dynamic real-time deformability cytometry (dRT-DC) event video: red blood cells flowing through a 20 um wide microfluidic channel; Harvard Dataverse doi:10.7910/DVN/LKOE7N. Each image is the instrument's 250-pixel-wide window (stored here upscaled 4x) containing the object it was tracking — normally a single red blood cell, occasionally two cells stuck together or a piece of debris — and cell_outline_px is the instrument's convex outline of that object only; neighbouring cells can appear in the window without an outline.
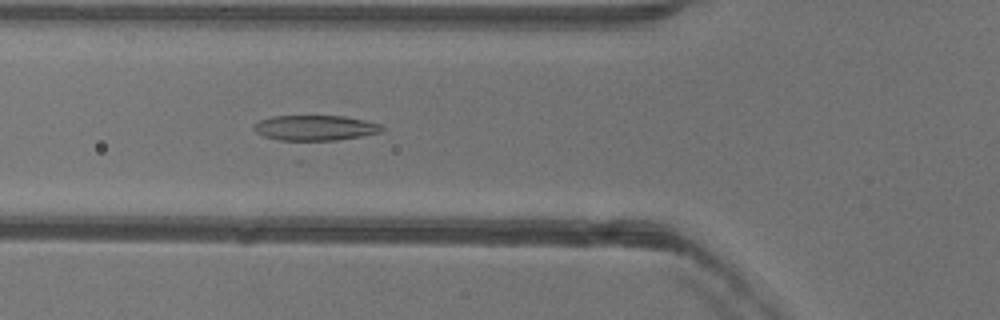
{"species": "common noctule bat (a hibernating species)", "species_latin": "Nyctalus noctula", "temperature_condition": "warm", "stored_images_in_passage": 51, "camera_frame_rate_fps": 3000, "um_per_image_px": 0.085, "animal": {"sex": "female"}, "frame": {"image": 1, "passage_image": 18, "time_ms": 5.667, "image_size_px": [1000, 320], "cell_outline_px": [[384, 128], [380, 132], [360, 136], [336, 140], [300, 144], [296, 144], [264, 136], [256, 132], [252, 128], [260, 120], [272, 116], [344, 116], [364, 120], [380, 124]], "centroid_in_image_um": [26.73, 10.91], "position_along_channel_um": 99.1, "area_um2": 19.48}}
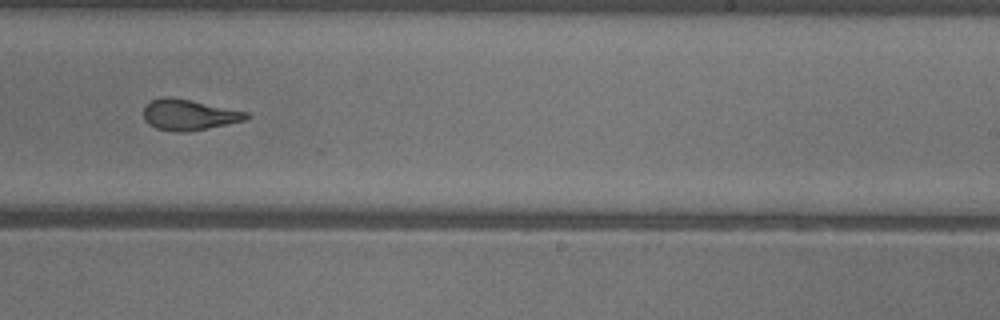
{"frame": {"image": 2, "passage_image": 31, "time_ms": 10.0, "image_size_px": [1000, 320], "cell_outline_px": [[252, 116], [248, 120], [208, 128], [184, 132], [172, 132], [156, 128], [148, 124], [144, 120], [144, 108], [152, 100], [164, 96], [172, 96], [192, 100], [248, 112]], "centroid_in_image_um": [16.09, 9.76], "position_along_channel_um": 272.9, "area_um2": 18.67}}
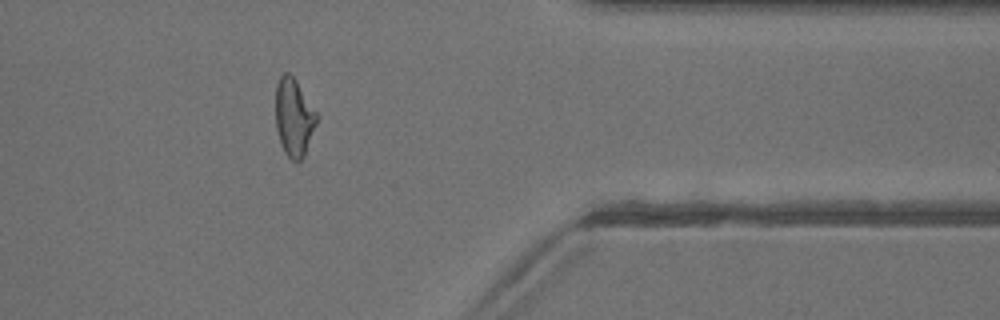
{"frame": {"image": 3, "passage_image": 41, "time_ms": 13.333, "image_size_px": [1000, 320], "cell_outline_px": [[320, 116], [304, 156], [300, 160], [292, 160], [284, 152], [280, 144], [276, 128], [276, 84], [280, 76], [284, 72], [288, 72], [296, 80]], "centroid_in_image_um": [25.0, 9.97], "position_along_channel_um": 386.4, "area_um2": 18.84}, "authors_computed_cell_mechanics": {"area_um2": 19.4786, "velocity_mm_per_s": 4.0128, "shape_relaxation_time_tau1_ms": null, "shape_relaxation_time_tau2_ms": 1.7111, "deformation_change_tau1": null, "deformation_change_tau2": 0.1052}}